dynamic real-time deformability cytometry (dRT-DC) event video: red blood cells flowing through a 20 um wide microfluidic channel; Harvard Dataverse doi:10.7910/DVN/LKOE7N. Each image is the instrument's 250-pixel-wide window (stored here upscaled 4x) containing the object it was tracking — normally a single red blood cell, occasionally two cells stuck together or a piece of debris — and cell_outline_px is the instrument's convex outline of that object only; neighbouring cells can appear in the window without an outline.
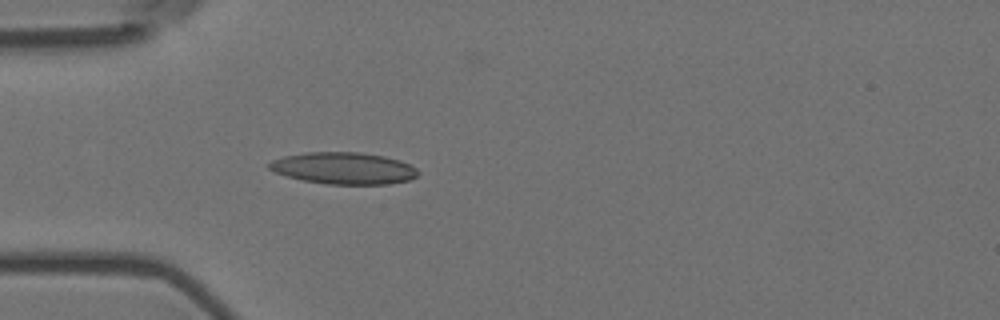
{"species": "Egyptian fruit bat (a non-hibernating species)", "species_latin": "Rousettus aegyptiacus", "temperature_condition": "room temperature", "stored_images_in_passage": 1, "camera_frame_rate_fps": 3000, "um_per_image_px": 0.085, "animal": {"sex": "female"}, "frame": {"image": 1, "passage_image": 1, "time_ms": 0.0, "image_size_px": [1000, 320], "cell_outline_px": [[420, 172], [416, 176], [408, 180], [388, 184], [328, 184], [304, 180], [288, 176], [276, 172], [268, 168], [268, 164], [272, 160], [284, 156], [308, 152], [360, 152], [384, 156], [400, 160], [416, 168]], "centroid_in_image_um": [29.23, 14.29], "position_along_channel_um": 55.8, "area_um2": 27.4}}